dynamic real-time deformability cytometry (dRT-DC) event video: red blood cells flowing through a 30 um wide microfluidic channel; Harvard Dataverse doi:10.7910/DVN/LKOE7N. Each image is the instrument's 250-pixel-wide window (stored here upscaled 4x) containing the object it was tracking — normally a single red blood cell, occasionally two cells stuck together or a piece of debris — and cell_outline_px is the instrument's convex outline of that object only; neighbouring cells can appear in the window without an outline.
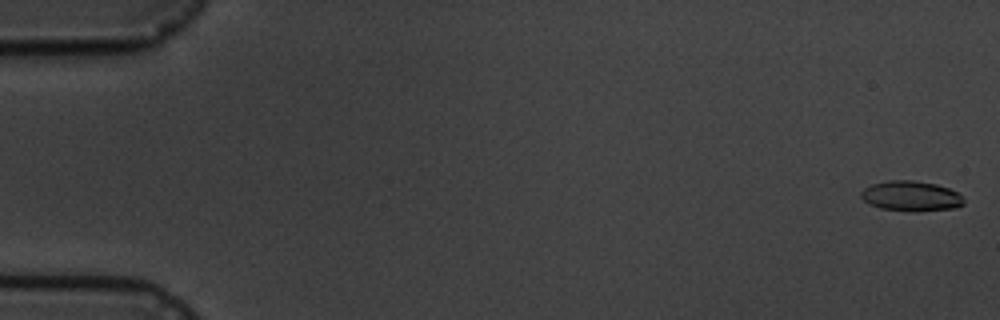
{"species": "common noctule bat (a hibernating species)", "species_latin": "Nyctalus noctula", "temperature_condition": "cold", "stored_images_in_passage": 5, "camera_frame_rate_fps": 3000, "um_per_image_px": 0.085, "animal": {"sex": "male", "body_mass_g": 19.5, "forearm_length_mm": 54.6}, "frame": {"image": 1, "passage_image": 1, "time_ms": 0.0, "image_size_px": [1000, 320], "cell_outline_px": [[964, 204], [956, 208], [912, 212], [880, 208], [864, 200], [860, 196], [860, 192], [864, 188], [872, 184], [888, 180], [912, 180], [936, 184], [948, 188], [956, 192], [964, 200]], "centroid_in_image_um": [77.43, 16.67], "position_along_channel_um": 7.6, "area_um2": 18.03}}
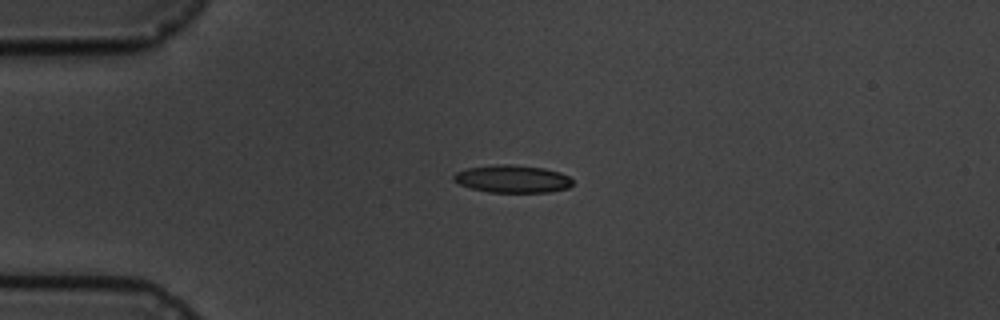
{"frame": {"image": 2, "passage_image": 4, "time_ms": 4.333, "image_size_px": [1000, 320], "cell_outline_px": [[572, 184], [568, 188], [548, 192], [488, 192], [472, 188], [460, 184], [452, 180], [452, 176], [456, 172], [468, 168], [496, 164], [512, 164], [544, 168], [560, 172], [568, 176], [572, 180]], "centroid_in_image_um": [43.55, 15.2], "position_along_channel_um": 41.5, "area_um2": 19.13}}